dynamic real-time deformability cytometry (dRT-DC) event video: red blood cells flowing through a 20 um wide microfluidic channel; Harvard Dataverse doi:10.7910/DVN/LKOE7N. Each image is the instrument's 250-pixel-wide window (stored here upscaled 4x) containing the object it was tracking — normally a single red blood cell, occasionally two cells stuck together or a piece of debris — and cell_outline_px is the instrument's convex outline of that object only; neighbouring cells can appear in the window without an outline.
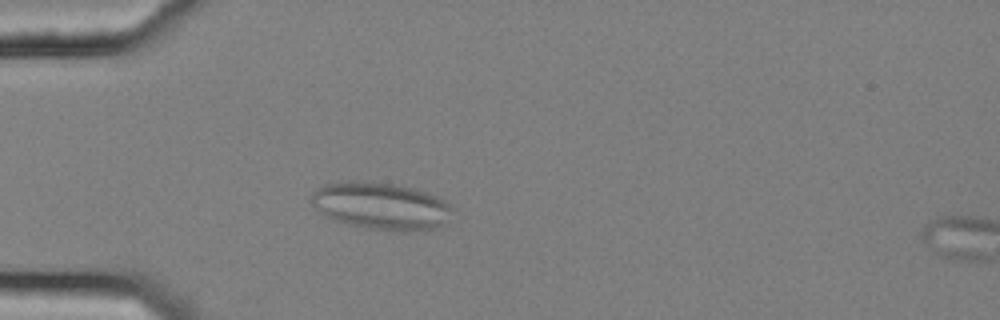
{"species": "common noctule bat (a hibernating species)", "species_latin": "Nyctalus noctula", "temperature_condition": "cold", "stored_images_in_passage": 16, "camera_frame_rate_fps": 3000, "um_per_image_px": 0.085, "animal": {"sex": "female", "body_mass_g": 25.1}, "frame": {"image": 1, "passage_image": 14, "time_ms": 4.333, "image_size_px": [1000, 320], "cell_outline_px": [[456, 208], [448, 220], [436, 228], [408, 232], [396, 232], [368, 228], [348, 224], [336, 220], [328, 216], [312, 204], [308, 200], [312, 192], [316, 188], [324, 184], [348, 180], [368, 180], [392, 184], [412, 188], [436, 196], [452, 204]], "centroid_in_image_um": [32.41, 17.5], "position_along_channel_um": 52.6, "area_um2": 39.3}}